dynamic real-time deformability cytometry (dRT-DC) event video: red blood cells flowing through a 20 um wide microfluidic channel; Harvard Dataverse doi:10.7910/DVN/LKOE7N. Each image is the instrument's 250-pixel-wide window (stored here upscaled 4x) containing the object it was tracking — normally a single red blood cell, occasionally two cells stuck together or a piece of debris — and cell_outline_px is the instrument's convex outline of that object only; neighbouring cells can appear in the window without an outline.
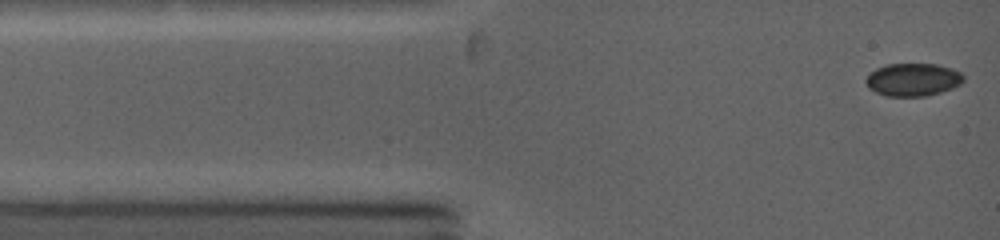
{"species": "common noctule bat (a hibernating species)", "species_latin": "Nyctalus noctula", "temperature_condition": "warm", "stored_images_in_passage": 5, "camera_frame_rate_fps": 5000, "um_per_image_px": 0.085, "animal": {"sex": "female", "body_mass_g": 19.0, "forearm_length_mm": 53.3}, "frame": {"image": 1, "passage_image": 1, "time_ms": 0.0, "image_size_px": [1000, 240], "cell_outline_px": [[964, 80], [960, 84], [952, 88], [940, 92], [924, 96], [888, 96], [876, 92], [868, 88], [864, 80], [876, 68], [888, 64], [936, 64], [952, 68], [960, 72], [964, 76]], "centroid_in_image_um": [77.6, 6.76], "position_along_channel_um": 7.4, "area_um2": 18.61}}
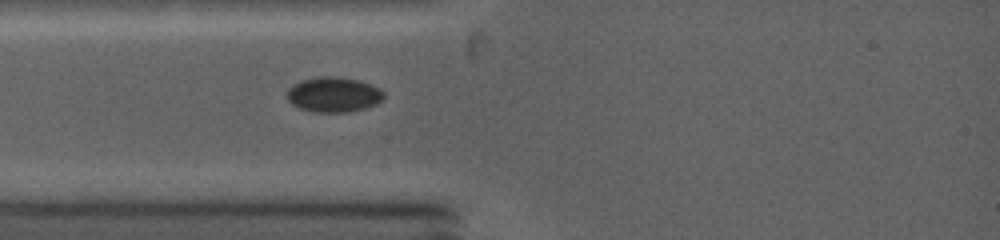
{"frame": {"image": 2, "passage_image": 5, "time_ms": 2.4, "image_size_px": [1000, 240], "cell_outline_px": [[384, 100], [376, 104], [364, 108], [348, 112], [312, 112], [300, 108], [292, 104], [288, 100], [288, 88], [292, 84], [300, 80], [320, 76], [336, 76], [356, 80], [380, 88], [384, 92]], "centroid_in_image_um": [28.35, 8.04], "position_along_channel_um": 56.7, "area_um2": 19.83}}